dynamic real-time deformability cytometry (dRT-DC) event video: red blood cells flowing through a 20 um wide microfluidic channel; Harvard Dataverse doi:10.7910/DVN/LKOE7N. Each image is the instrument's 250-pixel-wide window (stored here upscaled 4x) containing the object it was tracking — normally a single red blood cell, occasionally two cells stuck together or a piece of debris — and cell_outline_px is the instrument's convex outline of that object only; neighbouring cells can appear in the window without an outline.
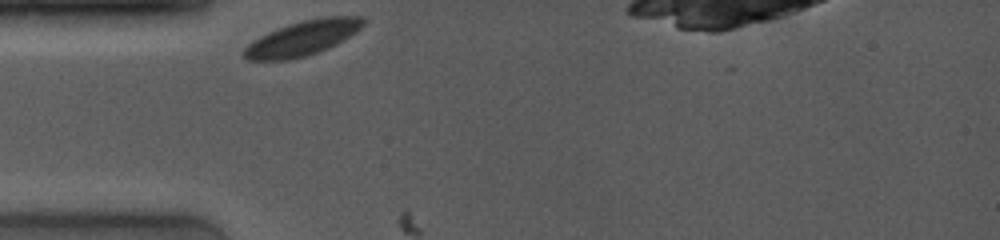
{"species": "common noctule bat (a hibernating species)", "species_latin": "Nyctalus noctula", "temperature_condition": "room temperature", "stored_images_in_passage": 2, "camera_frame_rate_fps": 4000, "um_per_image_px": 0.085, "animal": {"sex": "female", "body_mass_g": 19.0, "forearm_length_mm": 53.3}, "frame": {"image": 1, "passage_image": 1, "time_ms": 0.0, "image_size_px": [1000, 240], "cell_outline_px": [[364, 24], [356, 32], [336, 44], [328, 48], [304, 56], [288, 60], [248, 60], [240, 52], [252, 40], [268, 32], [288, 24], [320, 16], [364, 16]], "centroid_in_image_um": [25.7, 3.23], "position_along_channel_um": 59.3, "area_um2": 24.16}}